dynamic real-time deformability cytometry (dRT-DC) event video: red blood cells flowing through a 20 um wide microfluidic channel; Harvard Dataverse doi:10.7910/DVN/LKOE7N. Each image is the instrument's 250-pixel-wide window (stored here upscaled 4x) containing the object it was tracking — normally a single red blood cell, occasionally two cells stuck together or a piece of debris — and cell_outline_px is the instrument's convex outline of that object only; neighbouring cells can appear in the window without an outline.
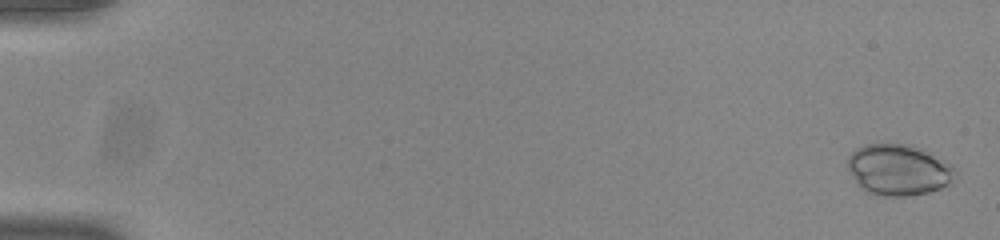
{"species": "common noctule bat (a hibernating species)", "species_latin": "Nyctalus noctula", "temperature_condition": "room temperature", "stored_images_in_passage": 54, "camera_frame_rate_fps": 3000, "um_per_image_px": 0.085, "animal": {"sex": "male", "body_mass_g": 20.0, "forearm_length_mm": 53.3}, "frame": {"image": 1, "passage_image": 2, "time_ms": 0.333, "image_size_px": [1000, 240], "cell_outline_px": [[956, 176], [952, 184], [928, 192], [912, 196], [880, 196], [868, 192], [860, 188], [848, 168], [848, 156], [856, 148], [864, 144], [912, 144], [924, 148], [948, 164], [956, 172]], "centroid_in_image_um": [76.38, 14.44], "position_along_channel_um": 8.6, "area_um2": 32.19}}
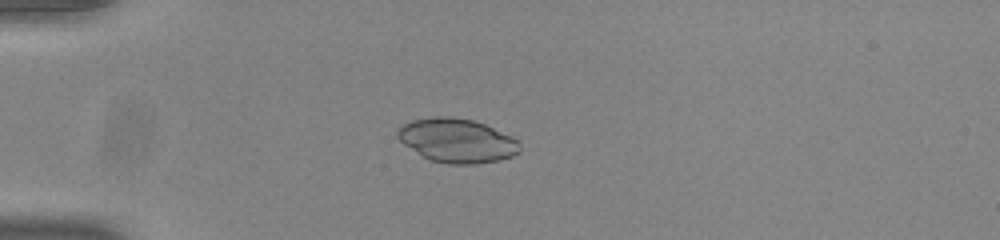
{"frame": {"image": 2, "passage_image": 16, "time_ms": 5.0, "image_size_px": [1000, 240], "cell_outline_px": [[520, 152], [512, 156], [500, 160], [476, 164], [448, 164], [432, 160], [424, 156], [404, 144], [396, 136], [396, 132], [404, 124], [412, 120], [436, 116], [448, 116], [476, 120], [512, 136], [520, 144]], "centroid_in_image_um": [38.87, 11.94], "position_along_channel_um": 46.1, "area_um2": 31.27}}
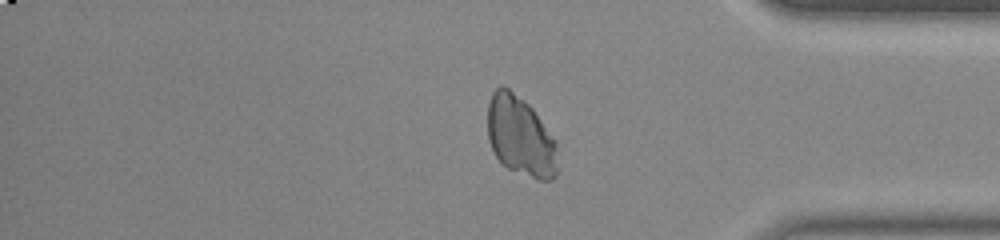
{"frame": {"image": 3, "passage_image": 46, "time_ms": 15.0, "image_size_px": [1000, 240], "cell_outline_px": [[556, 176], [552, 180], [540, 180], [508, 168], [496, 156], [488, 140], [488, 104], [492, 92], [500, 84], [504, 84], [524, 100], [532, 108], [556, 140]], "centroid_in_image_um": [44.23, 11.55], "position_along_channel_um": 391.0, "area_um2": 32.43}}